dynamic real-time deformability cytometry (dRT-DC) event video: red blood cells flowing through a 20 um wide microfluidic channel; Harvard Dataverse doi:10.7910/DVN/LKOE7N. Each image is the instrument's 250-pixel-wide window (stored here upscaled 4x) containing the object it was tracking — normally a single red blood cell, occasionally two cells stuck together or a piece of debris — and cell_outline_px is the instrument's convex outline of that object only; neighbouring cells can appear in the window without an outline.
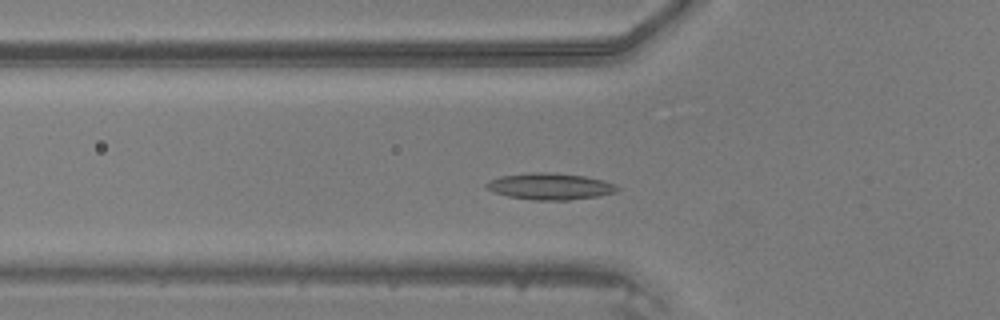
{"species": "common noctule bat (a hibernating species)", "species_latin": "Nyctalus noctula", "temperature_condition": "warm", "stored_images_in_passage": 41, "camera_frame_rate_fps": 3000, "um_per_image_px": 0.085, "animal": {"sex": "male", "body_mass_g": 20.5, "forearm_length_mm": 52.5}, "frame": {"image": 1, "passage_image": 9, "time_ms": 2.667, "image_size_px": [1000, 320], "cell_outline_px": [[620, 188], [616, 192], [596, 196], [568, 200], [532, 200], [508, 196], [496, 192], [488, 188], [484, 184], [488, 180], [500, 176], [532, 172], [552, 172], [584, 176], [616, 184]], "centroid_in_image_um": [46.74, 15.83], "position_along_channel_um": 79.1, "area_um2": 20.11}}
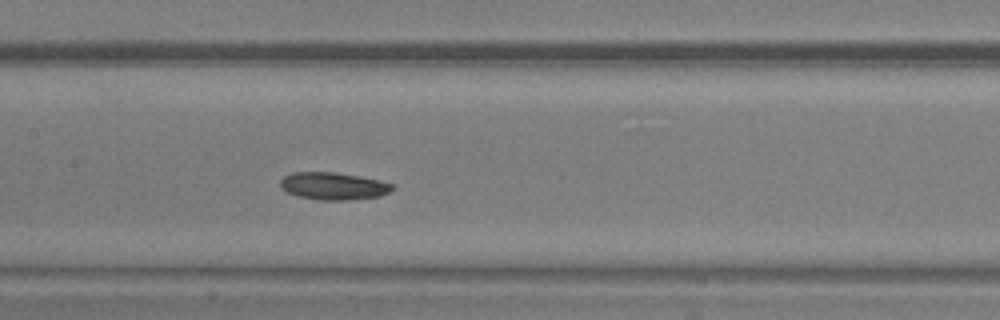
{"frame": {"image": 2, "passage_image": 16, "time_ms": 5.0, "image_size_px": [1000, 320], "cell_outline_px": [[396, 188], [380, 196], [348, 200], [320, 200], [296, 196], [280, 188], [280, 180], [284, 176], [292, 172], [332, 172], [380, 180], [392, 184]], "centroid_in_image_um": [28.31, 15.82], "position_along_channel_um": 179.1, "area_um2": 17.86}}
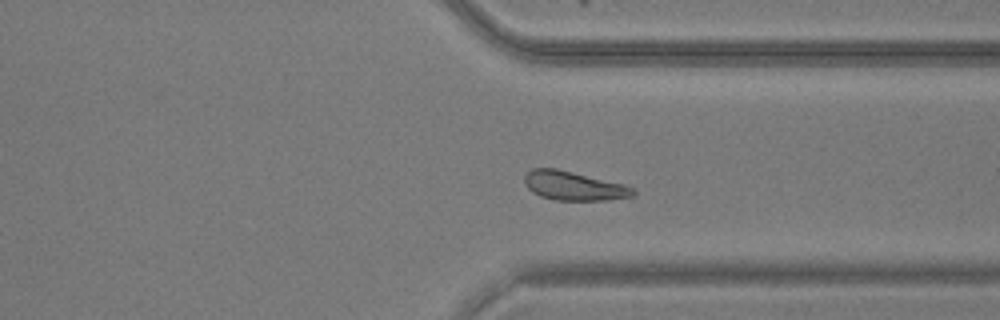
{"frame": {"image": 3, "passage_image": 29, "time_ms": 9.333, "image_size_px": [1000, 320], "cell_outline_px": [[636, 192], [632, 196], [608, 200], [552, 200], [540, 196], [532, 192], [528, 188], [524, 180], [524, 176], [532, 168], [556, 168], [624, 184], [636, 188]], "centroid_in_image_um": [48.78, 15.8], "position_along_channel_um": 362.6, "area_um2": 18.38}}